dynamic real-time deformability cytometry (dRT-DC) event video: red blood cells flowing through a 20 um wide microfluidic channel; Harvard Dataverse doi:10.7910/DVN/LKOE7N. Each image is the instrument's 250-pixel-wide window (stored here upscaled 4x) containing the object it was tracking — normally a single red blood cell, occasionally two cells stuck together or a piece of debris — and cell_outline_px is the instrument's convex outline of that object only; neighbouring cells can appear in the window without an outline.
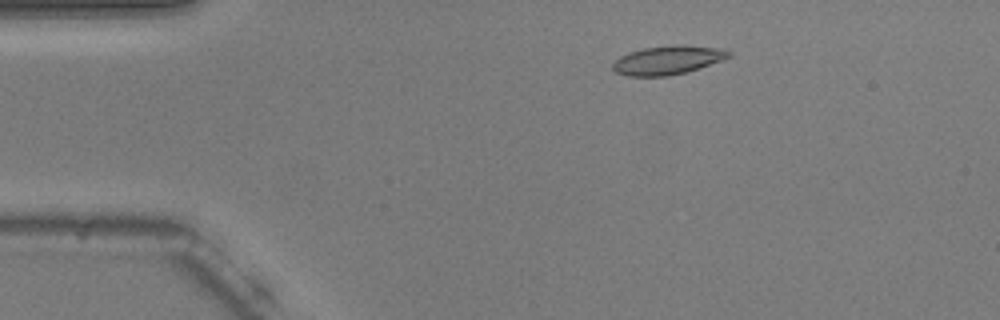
{"species": "common noctule bat (a hibernating species)", "species_latin": "Nyctalus noctula", "temperature_condition": "warm", "stored_images_in_passage": 19, "camera_frame_rate_fps": 3000, "um_per_image_px": 0.085, "animal": {"sex": "male", "body_mass_g": 20.5, "forearm_length_mm": 52.5}, "frame": {"image": 1, "passage_image": 9, "time_ms": 2.667, "image_size_px": [1000, 320], "cell_outline_px": [[732, 56], [700, 68], [668, 76], [628, 76], [616, 72], [612, 68], [612, 64], [620, 56], [628, 52], [644, 48], [676, 44], [684, 44], [724, 48], [732, 52]], "centroid_in_image_um": [56.8, 5.09], "position_along_channel_um": 28.2, "area_um2": 19.65}}
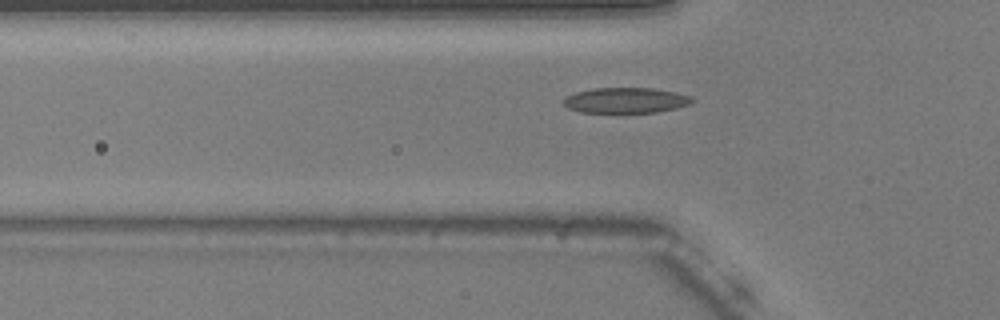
{"frame": {"image": 2, "passage_image": 17, "time_ms": 5.333, "image_size_px": [1000, 320], "cell_outline_px": [[696, 100], [688, 104], [676, 108], [656, 112], [580, 112], [568, 108], [564, 104], [564, 100], [568, 96], [576, 92], [592, 88], [652, 88], [676, 92], [692, 96]], "centroid_in_image_um": [53.22, 8.52], "position_along_channel_um": 72.6, "area_um2": 18.96}}